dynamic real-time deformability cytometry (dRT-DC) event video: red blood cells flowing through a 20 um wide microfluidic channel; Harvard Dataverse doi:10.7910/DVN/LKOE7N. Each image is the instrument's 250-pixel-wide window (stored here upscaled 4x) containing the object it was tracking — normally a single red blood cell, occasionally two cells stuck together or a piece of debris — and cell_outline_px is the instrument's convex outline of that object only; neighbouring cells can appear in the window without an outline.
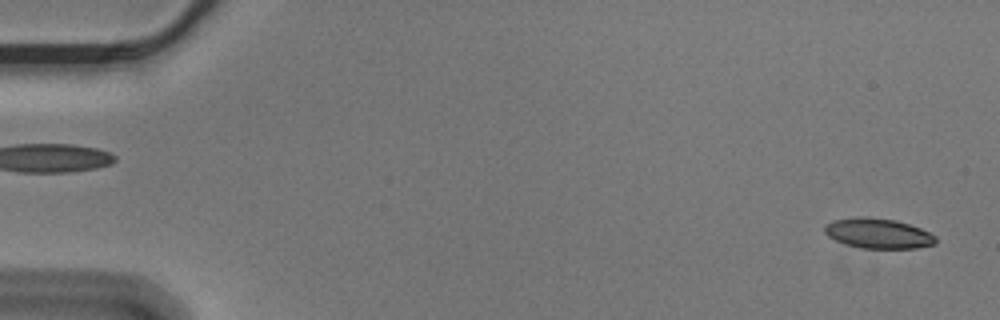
{"species": "Egyptian fruit bat (a non-hibernating species)", "species_latin": "Rousettus aegyptiacus", "temperature_condition": "cold", "stored_images_in_passage": 14, "camera_frame_rate_fps": 3000, "um_per_image_px": 0.085, "animal": {"sex": "male"}, "frame": {"image": 1, "passage_image": 2, "time_ms": 0.333, "image_size_px": [1000, 320], "cell_outline_px": [[936, 244], [916, 248], [860, 248], [844, 244], [828, 236], [824, 232], [824, 224], [832, 220], [860, 216], [864, 216], [896, 220], [920, 228], [936, 236]], "centroid_in_image_um": [74.61, 19.83], "position_along_channel_um": 10.4, "area_um2": 19.59}}